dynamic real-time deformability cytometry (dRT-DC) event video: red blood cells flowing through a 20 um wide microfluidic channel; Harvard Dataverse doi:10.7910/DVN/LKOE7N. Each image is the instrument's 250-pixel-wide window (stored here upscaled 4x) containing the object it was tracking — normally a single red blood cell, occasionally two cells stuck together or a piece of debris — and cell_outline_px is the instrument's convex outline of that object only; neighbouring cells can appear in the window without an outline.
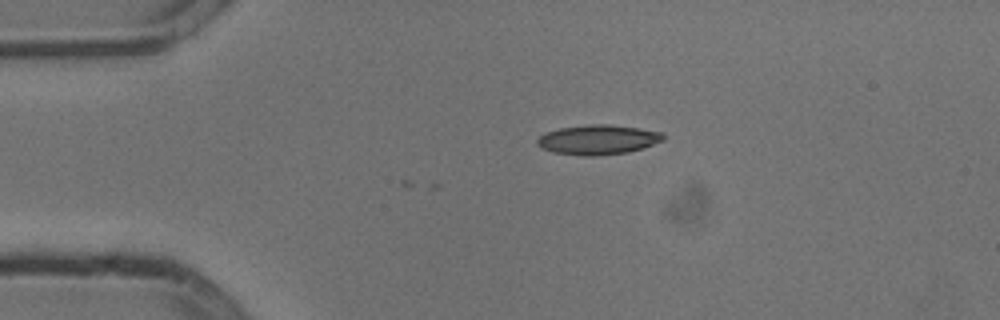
{"species": "common noctule bat (a hibernating species)", "species_latin": "Nyctalus noctula", "temperature_condition": "cold", "stored_images_in_passage": 2, "camera_frame_rate_fps": 3000, "um_per_image_px": 0.085, "animal": {"sex": "male", "body_mass_g": 13.3}, "frame": {"image": 1, "passage_image": 2, "time_ms": 0.333, "image_size_px": [1000, 320], "cell_outline_px": [[664, 140], [644, 148], [628, 152], [596, 156], [584, 156], [552, 152], [536, 144], [536, 140], [544, 132], [560, 128], [588, 124], [608, 124], [640, 128], [664, 132]], "centroid_in_image_um": [50.85, 11.87], "position_along_channel_um": 34.2, "area_um2": 22.02}}